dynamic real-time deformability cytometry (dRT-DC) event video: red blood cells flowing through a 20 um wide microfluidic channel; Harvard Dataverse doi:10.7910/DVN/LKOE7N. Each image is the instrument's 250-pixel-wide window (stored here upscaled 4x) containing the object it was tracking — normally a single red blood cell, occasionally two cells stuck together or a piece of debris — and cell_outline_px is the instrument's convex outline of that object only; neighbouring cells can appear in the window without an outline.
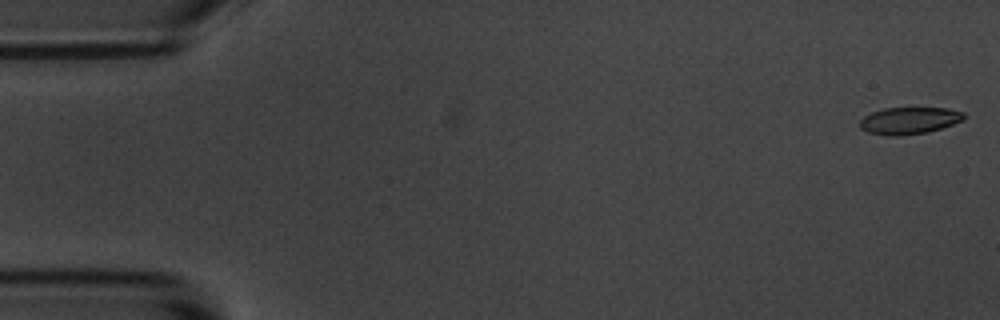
{"species": "common noctule bat (a hibernating species)", "species_latin": "Nyctalus noctula", "temperature_condition": "room temperature", "stored_images_in_passage": 54, "camera_frame_rate_fps": 3000, "um_per_image_px": 0.085, "animal": {"sex": "male", "body_mass_g": 20.1, "forearm_length_mm": 53.5}, "frame": {"image": 1, "passage_image": 1, "time_ms": 0.0, "image_size_px": [1000, 320], "cell_outline_px": [[964, 120], [928, 132], [900, 136], [888, 136], [868, 132], [860, 128], [860, 120], [864, 116], [872, 112], [884, 108], [948, 108], [964, 112]], "centroid_in_image_um": [77.27, 10.25], "position_along_channel_um": 7.7, "area_um2": 16.36}}
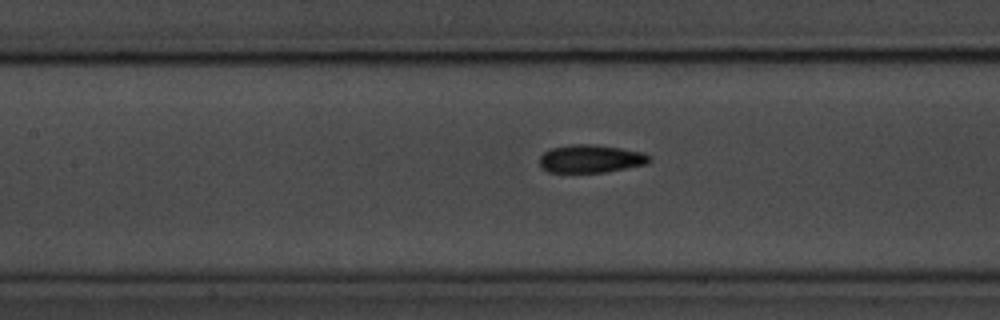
{"frame": {"image": 2, "passage_image": 24, "time_ms": 7.667, "image_size_px": [1000, 320], "cell_outline_px": [[652, 160], [648, 164], [604, 172], [548, 172], [540, 164], [540, 156], [544, 152], [552, 148], [568, 144], [592, 144], [620, 148], [640, 152], [652, 156]], "centroid_in_image_um": [50.23, 13.49], "position_along_channel_um": 157.2, "area_um2": 17.86}}
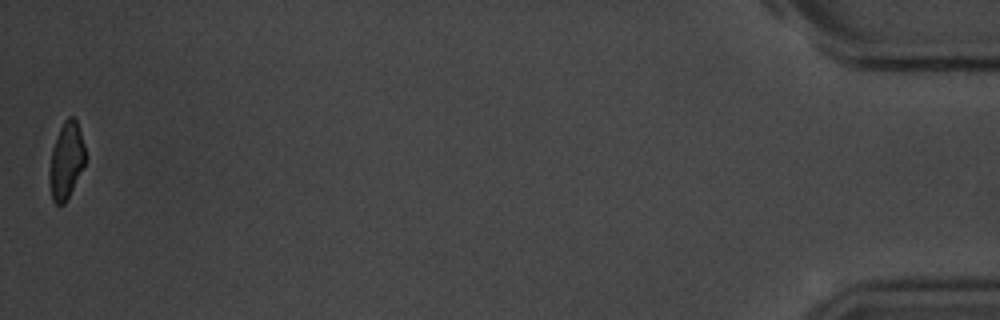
{"frame": {"image": 3, "passage_image": 54, "time_ms": 17.667, "image_size_px": [1000, 320], "cell_outline_px": [[84, 164], [64, 204], [56, 204], [52, 200], [48, 180], [48, 172], [52, 148], [60, 128], [64, 120], [68, 116], [72, 116], [76, 120], [84, 144]], "centroid_in_image_um": [5.59, 13.65], "position_along_channel_um": 429.6, "area_um2": 15.72}, "authors_computed_cell_mechanics": {"area_um2": 17.4556, "velocity_mm_per_s": 3.6817, "shape_relaxation_time_tau1_ms": 2.7178, "shape_relaxation_time_tau2_ms": 2.9234, "deformation_change_tau1": 0.1127, "deformation_change_tau2": 0.084}}